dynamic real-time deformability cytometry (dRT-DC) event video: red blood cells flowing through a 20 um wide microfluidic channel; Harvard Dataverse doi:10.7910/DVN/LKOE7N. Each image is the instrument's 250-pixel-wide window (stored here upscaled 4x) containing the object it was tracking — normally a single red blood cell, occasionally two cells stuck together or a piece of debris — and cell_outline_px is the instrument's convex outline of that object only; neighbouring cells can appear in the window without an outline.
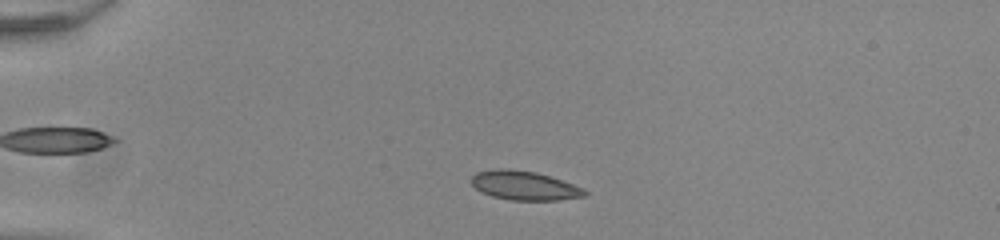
{"species": "common noctule bat (a hibernating species)", "species_latin": "Nyctalus noctula", "temperature_condition": "room temperature", "stored_images_in_passage": 44, "camera_frame_rate_fps": 3000, "um_per_image_px": 0.085, "animal": {"sex": "male", "body_mass_g": 20.0, "forearm_length_mm": 53.3}, "frame": {"image": 1, "passage_image": 7, "time_ms": 2.0, "image_size_px": [1000, 240], "cell_outline_px": [[588, 196], [560, 200], [512, 200], [492, 196], [480, 192], [468, 180], [476, 172], [496, 168], [508, 168], [536, 172], [584, 188], [588, 192]], "centroid_in_image_um": [44.55, 15.77], "position_along_channel_um": 40.5, "area_um2": 19.36}}
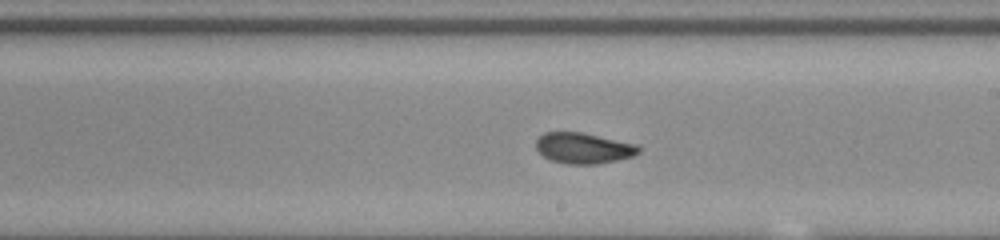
{"frame": {"image": 2, "passage_image": 26, "time_ms": 8.333, "image_size_px": [1000, 240], "cell_outline_px": [[640, 152], [632, 156], [600, 164], [568, 164], [552, 160], [544, 156], [536, 148], [536, 140], [544, 132], [584, 132], [636, 144], [640, 148]], "centroid_in_image_um": [49.6, 12.58], "position_along_channel_um": 239.4, "area_um2": 18.38}}
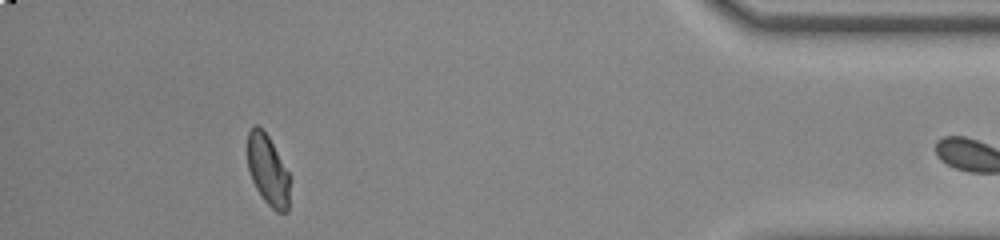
{"frame": {"image": 3, "passage_image": 43, "time_ms": 14.0, "image_size_px": [1000, 240], "cell_outline_px": [[288, 212], [276, 212], [264, 200], [256, 188], [252, 180], [248, 168], [248, 132], [256, 124], [268, 136], [288, 172]], "centroid_in_image_um": [22.75, 14.48], "position_along_channel_um": 412.4, "area_um2": 16.88}}